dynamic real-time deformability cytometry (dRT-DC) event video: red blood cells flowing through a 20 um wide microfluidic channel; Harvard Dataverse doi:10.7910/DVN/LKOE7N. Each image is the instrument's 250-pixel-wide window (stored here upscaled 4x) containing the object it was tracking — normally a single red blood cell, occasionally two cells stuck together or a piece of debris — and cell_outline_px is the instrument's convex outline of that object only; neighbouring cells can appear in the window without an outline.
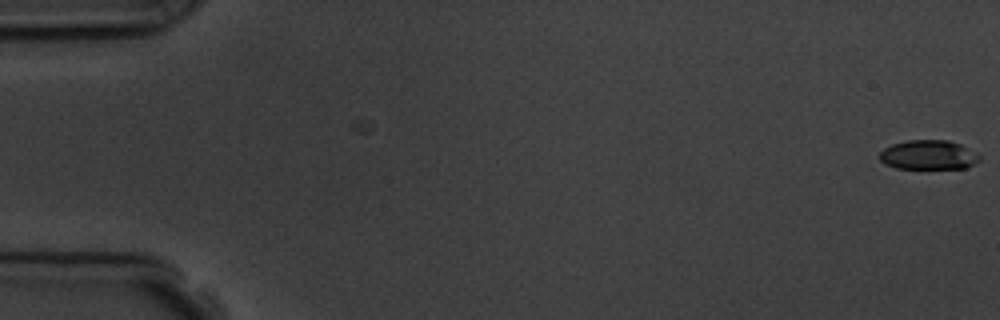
{"species": "common noctule bat (a hibernating species)", "species_latin": "Nyctalus noctula", "temperature_condition": "room temperature", "stored_images_in_passage": 4, "camera_frame_rate_fps": 3000, "um_per_image_px": 0.085, "animal": {"sex": "male", "body_mass_g": 19.5, "forearm_length_mm": 54.6}, "frame": {"image": 1, "passage_image": 1, "time_ms": 0.0, "image_size_px": [1000, 320], "cell_outline_px": [[980, 160], [968, 168], [896, 168], [884, 164], [880, 160], [880, 152], [884, 148], [892, 144], [908, 140], [948, 140], [960, 144], [976, 152], [980, 156]], "centroid_in_image_um": [78.93, 13.17], "position_along_channel_um": 6.1, "area_um2": 17.17}}